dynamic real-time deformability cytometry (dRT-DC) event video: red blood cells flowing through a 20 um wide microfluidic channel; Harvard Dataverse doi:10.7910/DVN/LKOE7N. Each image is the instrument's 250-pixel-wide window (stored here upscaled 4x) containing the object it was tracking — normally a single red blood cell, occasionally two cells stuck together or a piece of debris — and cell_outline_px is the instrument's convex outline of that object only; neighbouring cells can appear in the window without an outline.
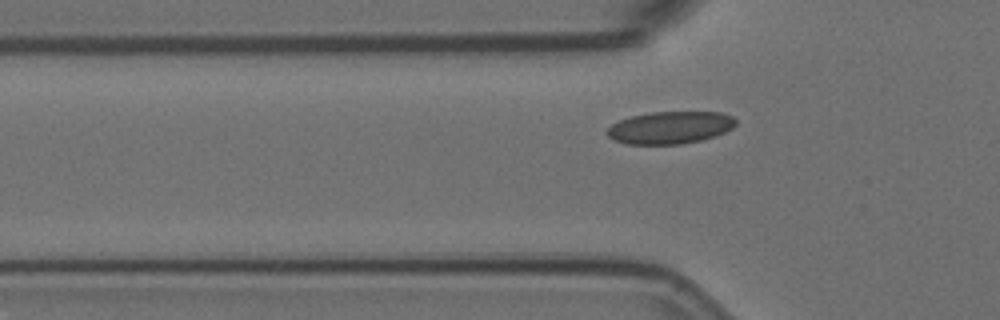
{"species": "Egyptian fruit bat (a non-hibernating species)", "species_latin": "Rousettus aegyptiacus", "temperature_condition": "room temperature", "stored_images_in_passage": 37, "camera_frame_rate_fps": 3000, "um_per_image_px": 0.085, "animal": {"sex": "female"}, "frame": {"image": 1, "passage_image": 6, "time_ms": 1.667, "image_size_px": [1000, 320], "cell_outline_px": [[736, 124], [732, 128], [716, 136], [700, 140], [680, 144], [628, 144], [616, 140], [608, 136], [604, 132], [612, 124], [620, 120], [632, 116], [652, 112], [720, 112], [732, 116], [736, 120]], "centroid_in_image_um": [56.97, 10.84], "position_along_channel_um": 68.8, "area_um2": 24.16}}
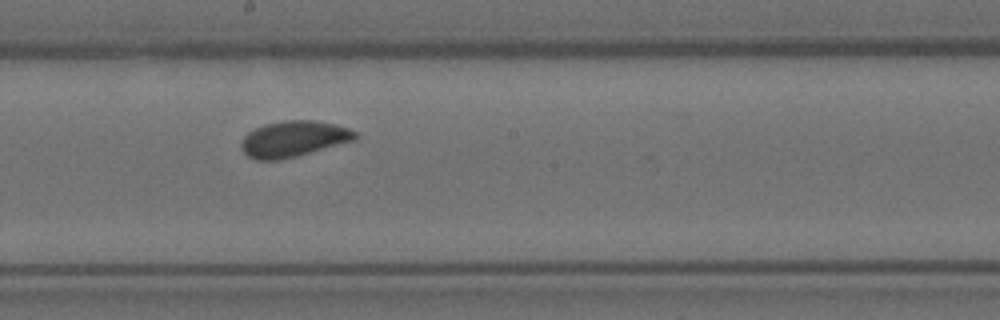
{"frame": {"image": 2, "passage_image": 19, "time_ms": 6.0, "image_size_px": [1000, 320], "cell_outline_px": [[360, 136], [356, 140], [296, 156], [280, 160], [256, 160], [248, 156], [244, 152], [240, 144], [244, 136], [248, 132], [264, 124], [284, 120], [312, 120], [336, 124], [348, 128], [356, 132]], "centroid_in_image_um": [24.97, 11.8], "position_along_channel_um": 223.2, "area_um2": 23.93}}
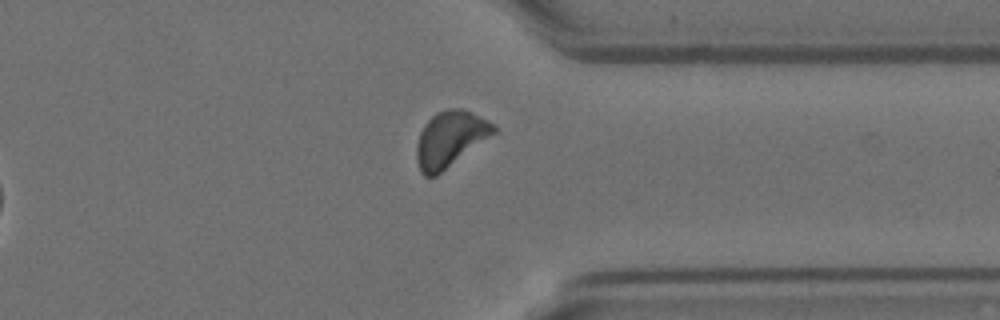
{"frame": {"image": 3, "passage_image": 32, "time_ms": 10.333, "image_size_px": [1000, 320], "cell_outline_px": [[500, 128], [496, 132], [436, 176], [424, 176], [420, 172], [416, 160], [416, 144], [420, 132], [424, 124], [436, 112], [448, 108], [464, 108], [496, 124]], "centroid_in_image_um": [38.26, 11.79], "position_along_channel_um": 373.1, "area_um2": 25.2}, "authors_computed_cell_mechanics": {"area_um2": 23.6402, "velocity_mm_per_s": 3.545, "shape_relaxation_time_tau1_ms": 5.8312, "shape_relaxation_time_tau2_ms": 1.5811, "deformation_change_tau1": 0.1002, "deformation_change_tau2": 0.0417}}